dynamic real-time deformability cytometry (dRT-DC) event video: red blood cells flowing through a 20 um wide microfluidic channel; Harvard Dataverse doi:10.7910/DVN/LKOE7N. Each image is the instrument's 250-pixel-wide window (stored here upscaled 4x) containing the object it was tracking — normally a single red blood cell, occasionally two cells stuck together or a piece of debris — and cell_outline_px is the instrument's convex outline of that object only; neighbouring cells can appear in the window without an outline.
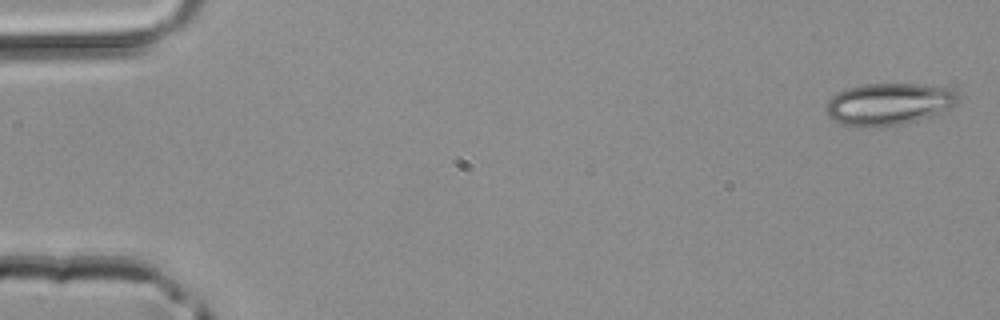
{"species": "common noctule bat (a hibernating species)", "species_latin": "Nyctalus noctula", "temperature_condition": "room temperature", "stored_images_in_passage": 4, "camera_frame_rate_fps": 3000, "um_per_image_px": 0.085, "animal": {"sex": "male", "body_mass_g": 20.4}, "frame": {"image": 1, "passage_image": 1, "time_ms": 0.0, "image_size_px": [1000, 320], "cell_outline_px": [[960, 100], [936, 116], [904, 124], [868, 128], [856, 128], [840, 124], [828, 116], [824, 108], [828, 100], [832, 96], [848, 88], [864, 84], [916, 84], [952, 88], [960, 96]], "centroid_in_image_um": [75.54, 8.87], "position_along_channel_um": 9.5, "area_um2": 32.89}}